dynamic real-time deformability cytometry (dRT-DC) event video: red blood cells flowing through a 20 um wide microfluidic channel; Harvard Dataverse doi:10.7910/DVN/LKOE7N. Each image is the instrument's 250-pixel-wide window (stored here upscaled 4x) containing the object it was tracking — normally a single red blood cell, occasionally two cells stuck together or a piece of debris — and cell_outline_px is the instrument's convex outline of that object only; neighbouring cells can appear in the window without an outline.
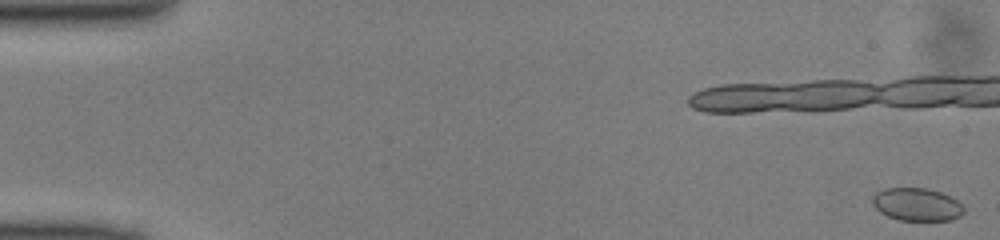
{"species": "common noctule bat (a hibernating species)", "species_latin": "Nyctalus noctula", "temperature_condition": "cold", "stored_images_in_passage": 14, "camera_frame_rate_fps": 3000, "um_per_image_px": 0.085, "animal": {"sex": "male", "body_mass_g": 13.0, "forearm_length_mm": 53.1}, "frame": {"image": 1, "passage_image": 1, "time_ms": 0.0, "image_size_px": [1000, 240], "cell_outline_px": [[964, 212], [960, 216], [952, 220], [900, 220], [888, 216], [880, 212], [872, 204], [872, 196], [876, 192], [884, 188], [928, 188], [940, 192], [956, 200], [964, 208]], "centroid_in_image_um": [77.91, 17.37], "position_along_channel_um": 7.1, "area_um2": 17.46}}